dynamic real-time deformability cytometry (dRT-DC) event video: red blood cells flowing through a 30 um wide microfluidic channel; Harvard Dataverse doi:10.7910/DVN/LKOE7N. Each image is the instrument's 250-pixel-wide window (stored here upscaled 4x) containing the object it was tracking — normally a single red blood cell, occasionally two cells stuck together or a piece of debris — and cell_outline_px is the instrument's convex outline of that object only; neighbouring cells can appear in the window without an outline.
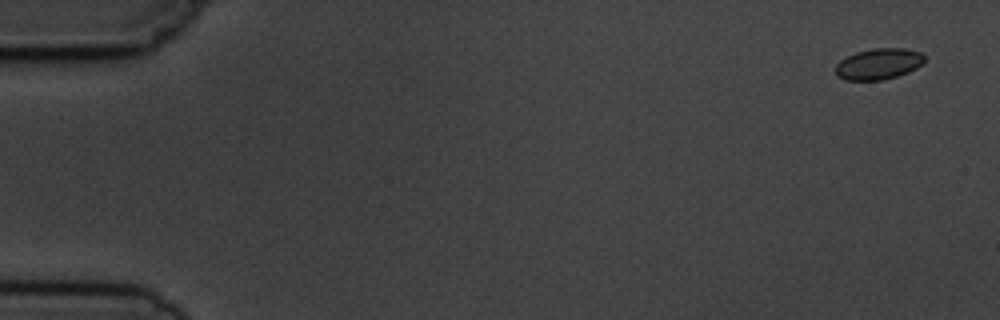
{"species": "common noctule bat (a hibernating species)", "species_latin": "Nyctalus noctula", "temperature_condition": "cold", "stored_images_in_passage": 4, "camera_frame_rate_fps": 3000, "um_per_image_px": 0.085, "animal": {"sex": "male", "body_mass_g": 19.5, "forearm_length_mm": 54.6}, "frame": {"image": 1, "passage_image": 1, "time_ms": 0.0, "image_size_px": [1000, 320], "cell_outline_px": [[924, 60], [916, 68], [908, 72], [884, 80], [844, 80], [836, 76], [836, 64], [840, 60], [856, 52], [872, 48], [904, 48], [920, 52], [924, 56]], "centroid_in_image_um": [74.65, 5.43], "position_along_channel_um": 10.3, "area_um2": 16.07}}